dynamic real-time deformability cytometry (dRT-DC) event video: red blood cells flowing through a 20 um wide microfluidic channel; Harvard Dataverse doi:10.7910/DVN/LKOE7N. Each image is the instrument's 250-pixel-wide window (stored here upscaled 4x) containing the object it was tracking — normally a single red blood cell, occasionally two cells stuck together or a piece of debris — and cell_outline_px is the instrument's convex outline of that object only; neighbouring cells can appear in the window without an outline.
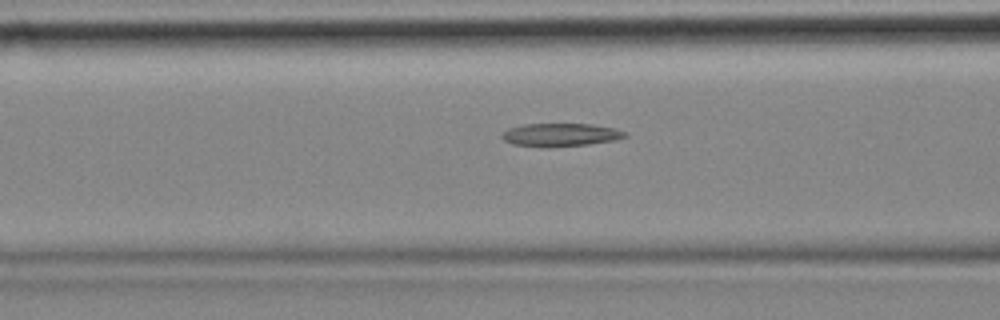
{"species": "common noctule bat (a hibernating species)", "species_latin": "Nyctalus noctula", "temperature_condition": "cold", "stored_images_in_passage": 38, "camera_frame_rate_fps": 3000, "um_per_image_px": 0.085, "animal": {"sex": "female", "body_mass_g": 18.4}, "frame": {"image": 1, "passage_image": 9, "time_ms": 2.667, "image_size_px": [1000, 320], "cell_outline_px": [[628, 136], [612, 140], [588, 144], [512, 144], [504, 140], [500, 136], [508, 128], [524, 124], [592, 124], [612, 128], [628, 132]], "centroid_in_image_um": [47.68, 11.4], "position_along_channel_um": 118.9, "area_um2": 15.49}}
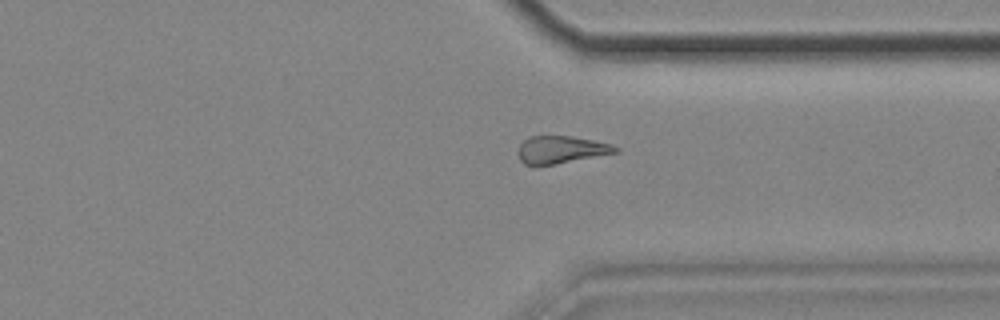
{"frame": {"image": 2, "passage_image": 30, "time_ms": 9.667, "image_size_px": [1000, 320], "cell_outline_px": [[620, 152], [552, 164], [524, 164], [520, 160], [516, 152], [520, 144], [528, 136], [572, 136], [612, 144], [620, 148]], "centroid_in_image_um": [47.69, 12.7], "position_along_channel_um": 363.7, "area_um2": 15.49}}
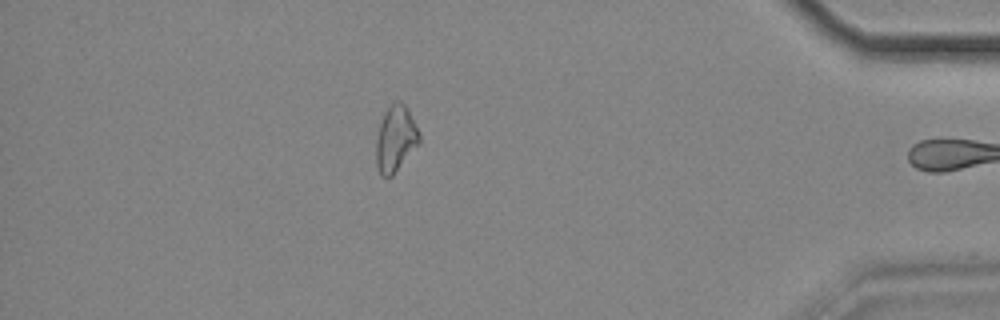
{"frame": {"image": 3, "passage_image": 37, "time_ms": 12.0, "image_size_px": [1000, 320], "cell_outline_px": [[420, 144], [392, 176], [380, 176], [376, 168], [376, 140], [380, 124], [384, 112], [396, 100], [400, 100], [408, 108], [420, 132]], "centroid_in_image_um": [33.64, 11.8], "position_along_channel_um": 401.6, "area_um2": 16.88}}